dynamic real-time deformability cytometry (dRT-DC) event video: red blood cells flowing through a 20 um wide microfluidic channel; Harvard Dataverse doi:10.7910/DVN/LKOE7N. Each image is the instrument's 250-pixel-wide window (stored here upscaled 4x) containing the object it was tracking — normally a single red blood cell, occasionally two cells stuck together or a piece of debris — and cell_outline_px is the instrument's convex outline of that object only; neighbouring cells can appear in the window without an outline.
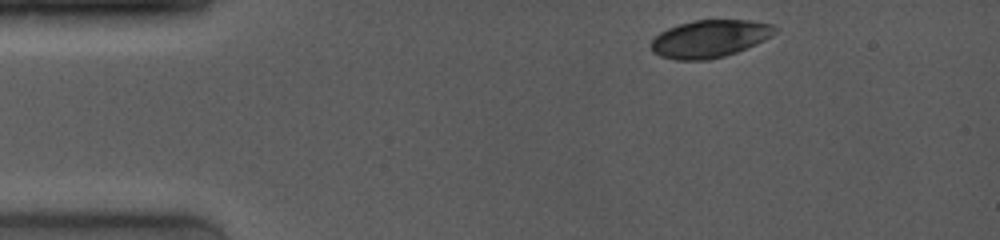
{"species": "common noctule bat (a hibernating species)", "species_latin": "Nyctalus noctula", "temperature_condition": "room temperature", "stored_images_in_passage": 4, "camera_frame_rate_fps": 4000, "um_per_image_px": 0.085, "animal": {"sex": "female", "body_mass_g": 19.0, "forearm_length_mm": 53.3}, "frame": {"image": 1, "passage_image": 1, "time_ms": 0.0, "image_size_px": [1000, 240], "cell_outline_px": [[776, 32], [772, 36], [756, 44], [736, 52], [724, 56], [708, 60], [676, 60], [660, 56], [652, 52], [648, 44], [660, 32], [668, 28], [692, 20], [752, 20], [772, 24], [776, 28]], "centroid_in_image_um": [60.3, 3.29], "position_along_channel_um": 24.7, "area_um2": 27.22}}